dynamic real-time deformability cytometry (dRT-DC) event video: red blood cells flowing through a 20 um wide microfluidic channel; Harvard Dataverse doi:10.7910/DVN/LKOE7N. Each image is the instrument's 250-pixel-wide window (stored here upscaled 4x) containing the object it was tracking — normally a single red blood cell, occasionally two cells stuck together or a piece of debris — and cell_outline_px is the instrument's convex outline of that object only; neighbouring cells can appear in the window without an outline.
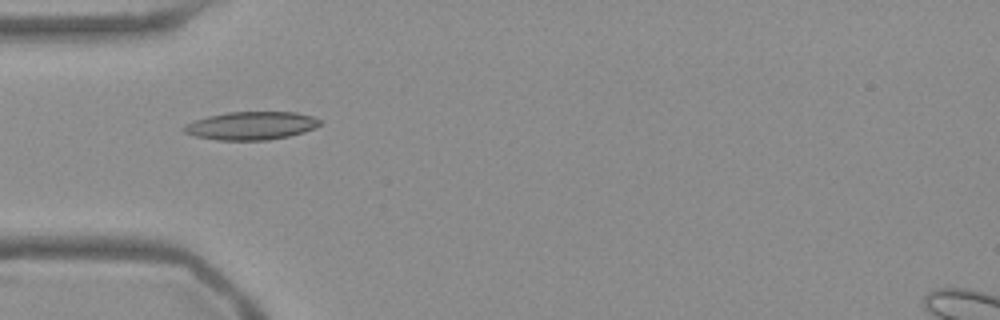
{"species": "Egyptian fruit bat (a non-hibernating species)", "species_latin": "Rousettus aegyptiacus", "temperature_condition": "warm", "stored_images_in_passage": 54, "camera_frame_rate_fps": 3000, "um_per_image_px": 0.085, "frame": {"image": 1, "passage_image": 17, "time_ms": 5.333, "image_size_px": [1000, 320], "cell_outline_px": [[324, 124], [316, 128], [304, 132], [288, 136], [268, 140], [216, 140], [196, 136], [184, 132], [180, 128], [184, 124], [208, 116], [228, 112], [296, 112], [312, 116], [324, 120]], "centroid_in_image_um": [21.4, 10.68], "position_along_channel_um": 63.6, "area_um2": 22.54}}
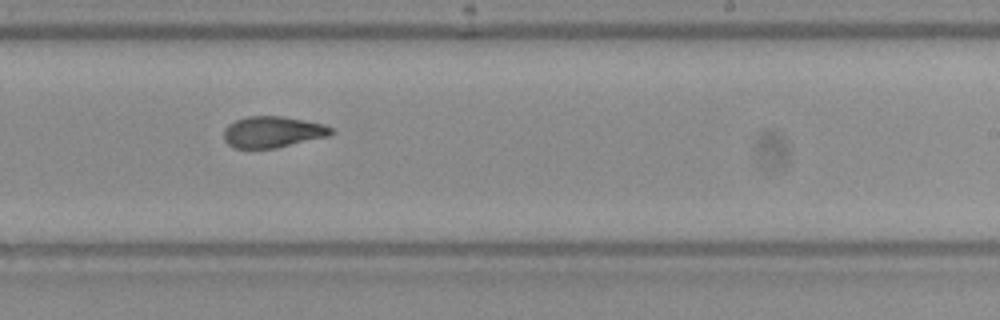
{"frame": {"image": 2, "passage_image": 33, "time_ms": 10.667, "image_size_px": [1000, 320], "cell_outline_px": [[332, 132], [328, 136], [276, 148], [232, 148], [224, 140], [224, 128], [228, 124], [236, 120], [248, 116], [284, 116], [324, 124], [332, 128]], "centroid_in_image_um": [23.14, 11.21], "position_along_channel_um": 265.9, "area_um2": 19.54}}
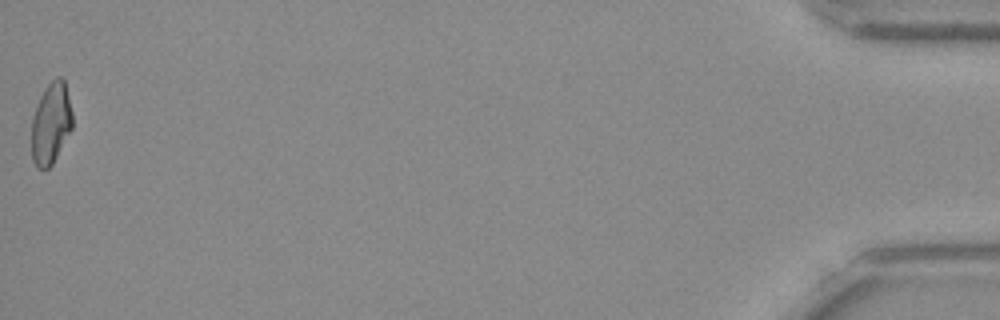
{"frame": {"image": 3, "passage_image": 54, "time_ms": 17.667, "image_size_px": [1000, 320], "cell_outline_px": [[72, 128], [52, 164], [48, 168], [36, 168], [32, 160], [32, 116], [40, 96], [44, 88], [56, 76], [60, 76], [64, 80], [72, 112]], "centroid_in_image_um": [4.32, 10.47], "position_along_channel_um": 430.9, "area_um2": 19.31}, "authors_computed_cell_mechanics": {"area_um2": 20.1722, "velocity_mm_per_s": 3.7938, "shape_relaxation_time_tau1_ms": 10.5402, "shape_relaxation_time_tau2_ms": 2.9905, "deformation_change_tau1": 0.2479, "deformation_change_tau2": 0.0953}}